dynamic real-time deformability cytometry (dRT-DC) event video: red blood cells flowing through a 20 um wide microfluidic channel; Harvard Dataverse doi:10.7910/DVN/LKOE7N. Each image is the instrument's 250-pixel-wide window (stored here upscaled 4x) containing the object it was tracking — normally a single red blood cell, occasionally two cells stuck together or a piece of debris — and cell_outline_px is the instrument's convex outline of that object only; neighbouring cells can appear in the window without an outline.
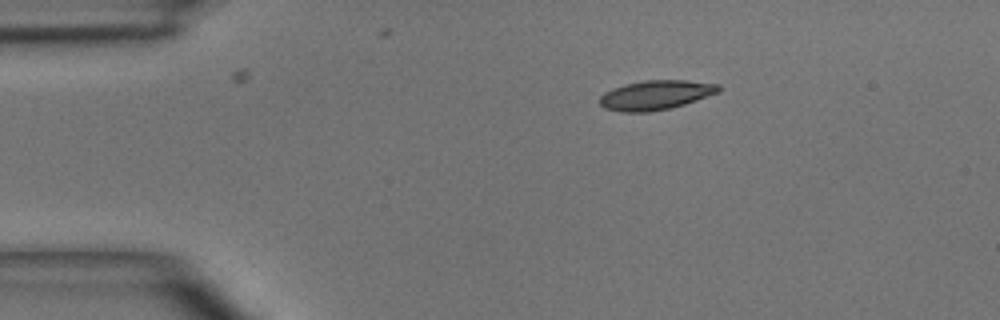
{"species": "common noctule bat (a hibernating species)", "species_latin": "Nyctalus noctula", "temperature_condition": "room temperature", "stored_images_in_passage": 3, "camera_frame_rate_fps": 3000, "um_per_image_px": 0.085, "animal": {"sex": "male", "body_mass_g": 15.6}, "frame": {"image": 1, "passage_image": 1, "time_ms": 0.0, "image_size_px": [1000, 320], "cell_outline_px": [[720, 92], [672, 108], [648, 112], [620, 112], [604, 108], [600, 104], [600, 96], [604, 92], [612, 88], [624, 84], [644, 80], [684, 80], [720, 84]], "centroid_in_image_um": [55.72, 8.08], "position_along_channel_um": 29.3, "area_um2": 20.52}}
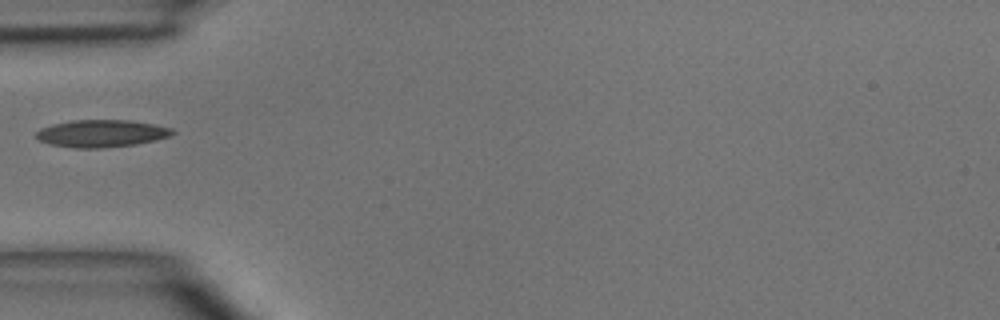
{"frame": {"image": 2, "passage_image": 3, "time_ms": 2.333, "image_size_px": [1000, 320], "cell_outline_px": [[176, 132], [168, 136], [156, 140], [136, 144], [100, 148], [76, 148], [52, 144], [40, 140], [36, 136], [36, 132], [40, 128], [52, 124], [72, 120], [132, 120], [172, 128]], "centroid_in_image_um": [8.63, 11.33], "position_along_channel_um": 76.4, "area_um2": 21.56}}